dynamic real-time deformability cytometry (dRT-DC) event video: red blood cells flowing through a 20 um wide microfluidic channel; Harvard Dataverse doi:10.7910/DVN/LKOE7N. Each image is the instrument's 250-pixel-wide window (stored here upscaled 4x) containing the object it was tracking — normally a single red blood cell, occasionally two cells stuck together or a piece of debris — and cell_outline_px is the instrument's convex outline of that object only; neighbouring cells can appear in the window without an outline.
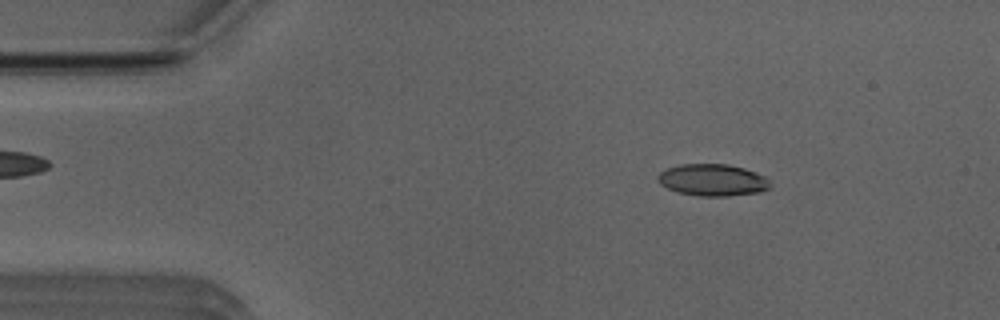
{"species": "Egyptian fruit bat (a non-hibernating species)", "species_latin": "Rousettus aegyptiacus", "temperature_condition": "room temperature", "stored_images_in_passage": 51, "camera_frame_rate_fps": 3000, "um_per_image_px": 0.085, "animal": {"sex": "male"}, "frame": {"image": 1, "passage_image": 7, "time_ms": 2.0, "image_size_px": [1000, 320], "cell_outline_px": [[768, 188], [760, 192], [728, 196], [700, 196], [676, 192], [660, 184], [656, 180], [656, 176], [660, 172], [668, 168], [680, 164], [728, 164], [744, 168], [756, 172], [764, 176], [768, 180]], "centroid_in_image_um": [60.53, 15.3], "position_along_channel_um": 24.5, "area_um2": 20.87}}
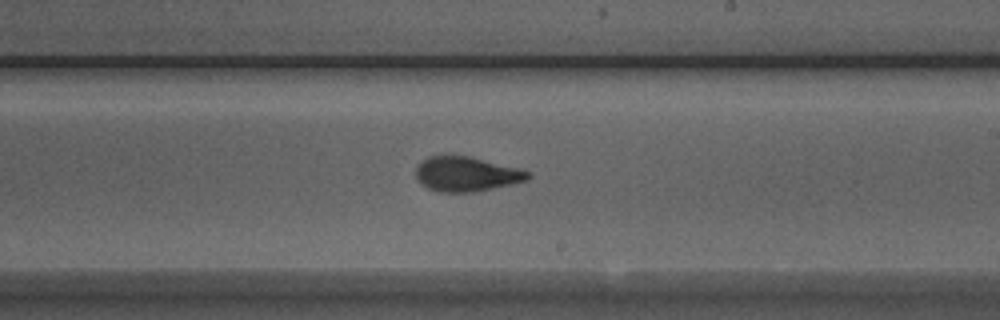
{"frame": {"image": 2, "passage_image": 29, "time_ms": 9.333, "image_size_px": [1000, 320], "cell_outline_px": [[528, 180], [492, 188], [472, 192], [440, 192], [428, 188], [420, 184], [416, 180], [416, 168], [428, 156], [468, 156], [516, 168], [528, 172]], "centroid_in_image_um": [39.57, 14.81], "position_along_channel_um": 249.4, "area_um2": 22.14}}
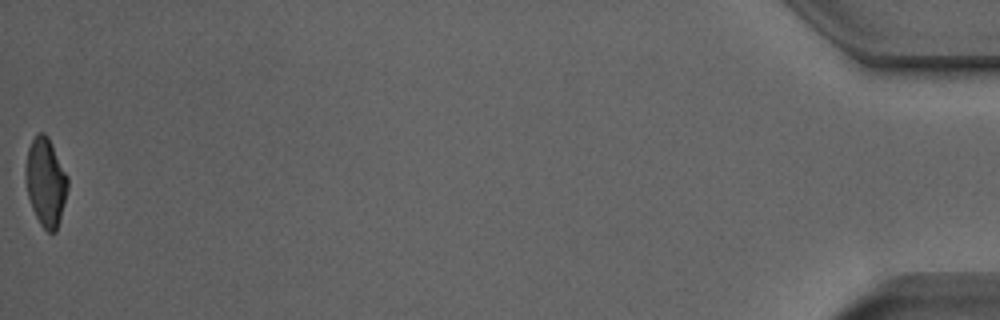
{"frame": {"image": 3, "passage_image": 51, "time_ms": 16.667, "image_size_px": [1000, 320], "cell_outline_px": [[68, 188], [60, 220], [56, 232], [48, 232], [40, 224], [32, 208], [28, 196], [28, 148], [36, 132], [44, 132], [48, 136], [68, 176]], "centroid_in_image_um": [3.93, 15.48], "position_along_channel_um": 431.3, "area_um2": 21.1}, "authors_computed_cell_mechanics": {"area_um2": 22.253, "velocity_mm_per_s": 3.9469, "shape_relaxation_time_tau1_ms": 4.5619, "shape_relaxation_time_tau2_ms": 1.2392, "deformation_change_tau1": 0.1589, "deformation_change_tau2": 0.0792}}